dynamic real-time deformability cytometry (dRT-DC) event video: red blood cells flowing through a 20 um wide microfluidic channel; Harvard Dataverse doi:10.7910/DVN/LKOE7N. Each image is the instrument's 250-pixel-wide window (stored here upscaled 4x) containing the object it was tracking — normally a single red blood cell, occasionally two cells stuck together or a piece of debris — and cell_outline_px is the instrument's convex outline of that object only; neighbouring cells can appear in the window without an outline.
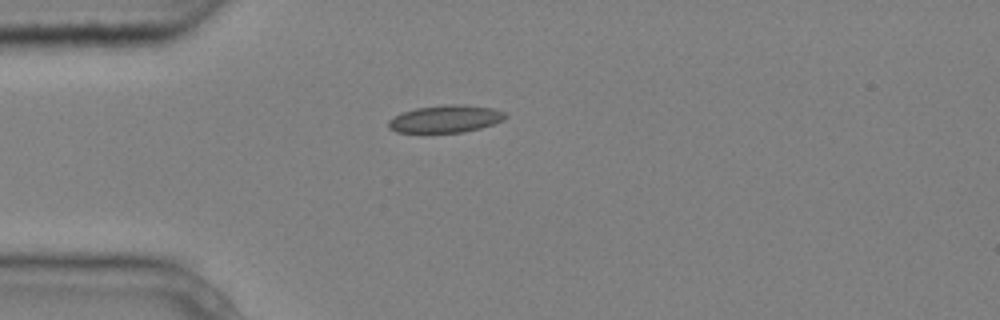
{"species": "common noctule bat (a hibernating species)", "species_latin": "Nyctalus noctula", "temperature_condition": "cold", "stored_images_in_passage": 4, "camera_frame_rate_fps": 3000, "um_per_image_px": 0.085, "animal": {"sex": "male", "body_mass_g": 20.4}, "frame": {"image": 1, "passage_image": 1, "time_ms": 0.0, "image_size_px": [1000, 320], "cell_outline_px": [[508, 116], [504, 120], [480, 128], [464, 132], [396, 132], [388, 128], [388, 120], [404, 112], [416, 108], [448, 104], [464, 104], [492, 108], [504, 112]], "centroid_in_image_um": [37.89, 10.1], "position_along_channel_um": 47.1, "area_um2": 18.55}}
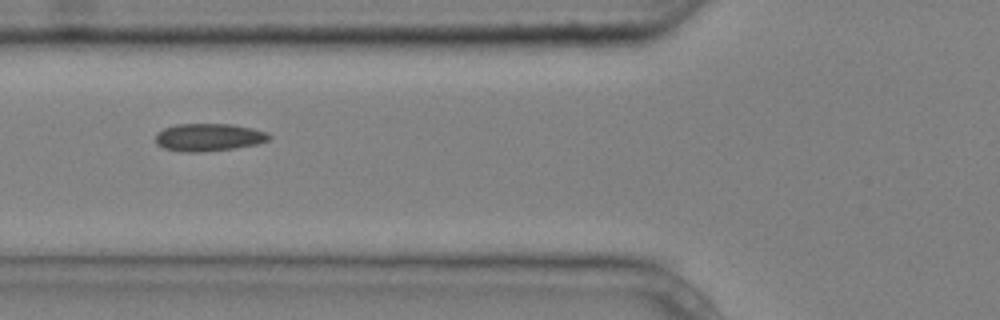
{"frame": {"image": 2, "passage_image": 3, "time_ms": 0.667, "image_size_px": [1000, 320], "cell_outline_px": [[272, 136], [268, 140], [256, 144], [236, 148], [200, 152], [180, 152], [164, 148], [156, 144], [156, 132], [164, 128], [176, 124], [232, 124], [252, 128], [268, 132]], "centroid_in_image_um": [17.73, 11.67], "position_along_channel_um": 108.1, "area_um2": 18.44}}